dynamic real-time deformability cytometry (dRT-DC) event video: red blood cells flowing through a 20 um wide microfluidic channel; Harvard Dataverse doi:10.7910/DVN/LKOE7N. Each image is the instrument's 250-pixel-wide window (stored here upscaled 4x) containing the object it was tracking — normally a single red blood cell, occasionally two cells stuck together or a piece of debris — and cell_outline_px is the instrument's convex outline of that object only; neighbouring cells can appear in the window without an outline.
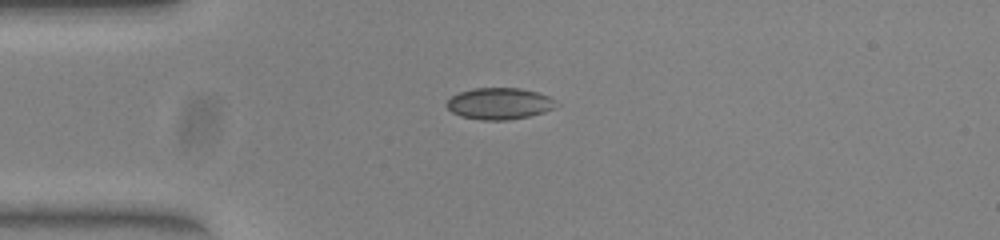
{"species": "common noctule bat (a hibernating species)", "species_latin": "Nyctalus noctula", "temperature_condition": "warm", "stored_images_in_passage": 40, "camera_frame_rate_fps": 3000, "um_per_image_px": 0.085, "animal": {"sex": "female", "body_mass_g": 23.0, "forearm_length_mm": 53.4}, "frame": {"image": 1, "passage_image": 1, "time_ms": 0.0, "image_size_px": [1000, 240], "cell_outline_px": [[560, 104], [556, 108], [544, 112], [528, 116], [508, 120], [480, 120], [460, 116], [452, 112], [444, 104], [452, 96], [460, 92], [472, 88], [520, 88], [536, 92], [548, 96], [556, 100]], "centroid_in_image_um": [42.46, 8.81], "position_along_channel_um": 42.5, "area_um2": 20.29}}
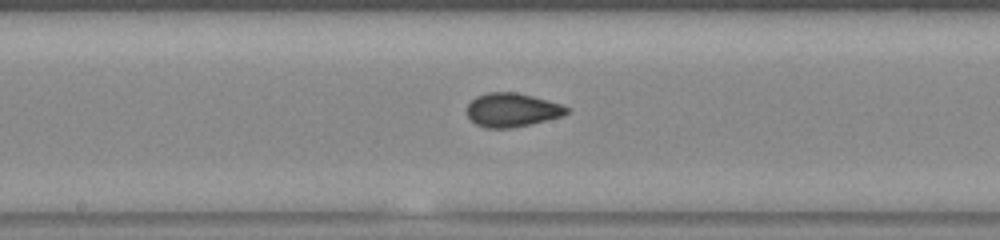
{"frame": {"image": 2, "passage_image": 15, "time_ms": 4.667, "image_size_px": [1000, 240], "cell_outline_px": [[572, 108], [568, 112], [560, 116], [512, 128], [488, 128], [476, 124], [468, 116], [468, 104], [476, 96], [488, 92], [516, 92], [532, 96], [560, 104]], "centroid_in_image_um": [43.51, 9.34], "position_along_channel_um": 204.7, "area_um2": 19.31}}
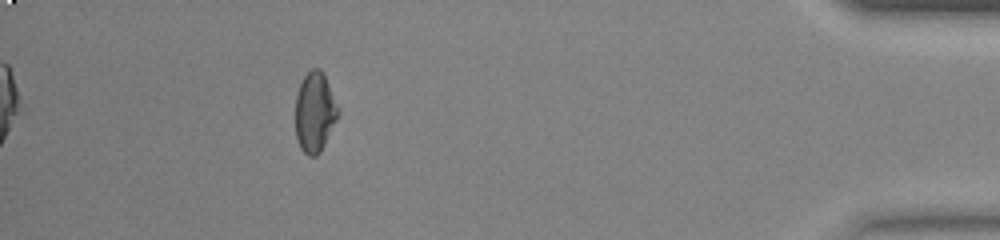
{"frame": {"image": 3, "passage_image": 35, "time_ms": 11.333, "image_size_px": [1000, 240], "cell_outline_px": [[340, 112], [320, 152], [316, 156], [308, 156], [300, 148], [296, 136], [296, 96], [300, 84], [304, 76], [312, 68], [320, 68], [324, 72]], "centroid_in_image_um": [26.76, 9.52], "position_along_channel_um": 408.4, "area_um2": 19.77}, "authors_computed_cell_mechanics": {"area_um2": 19.6809, "velocity_mm_per_s": 3.9327, "shape_relaxation_time_tau1_ms": null, "shape_relaxation_time_tau2_ms": 0.8846, "deformation_change_tau1": null, "deformation_change_tau2": 0.0487}}